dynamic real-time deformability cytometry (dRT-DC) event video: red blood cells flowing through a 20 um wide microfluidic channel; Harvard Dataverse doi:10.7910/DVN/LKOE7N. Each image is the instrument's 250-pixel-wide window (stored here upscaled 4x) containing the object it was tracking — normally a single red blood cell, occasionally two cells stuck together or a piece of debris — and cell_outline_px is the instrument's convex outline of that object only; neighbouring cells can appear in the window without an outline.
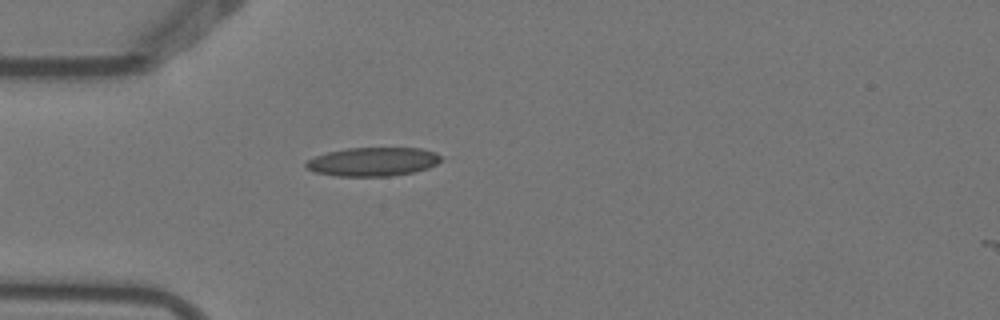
{"species": "Egyptian fruit bat (a non-hibernating species)", "species_latin": "Rousettus aegyptiacus", "temperature_condition": "warm", "stored_images_in_passage": 5, "camera_frame_rate_fps": 3000, "um_per_image_px": 0.085, "animal": {"sex": "female"}, "frame": {"image": 1, "passage_image": 4, "time_ms": 1.0, "image_size_px": [1000, 320], "cell_outline_px": [[444, 156], [436, 164], [428, 168], [412, 172], [392, 176], [336, 176], [316, 172], [304, 168], [304, 164], [308, 160], [316, 156], [328, 152], [348, 148], [420, 148], [436, 152]], "centroid_in_image_um": [31.71, 13.74], "position_along_channel_um": 53.3, "area_um2": 22.66}}